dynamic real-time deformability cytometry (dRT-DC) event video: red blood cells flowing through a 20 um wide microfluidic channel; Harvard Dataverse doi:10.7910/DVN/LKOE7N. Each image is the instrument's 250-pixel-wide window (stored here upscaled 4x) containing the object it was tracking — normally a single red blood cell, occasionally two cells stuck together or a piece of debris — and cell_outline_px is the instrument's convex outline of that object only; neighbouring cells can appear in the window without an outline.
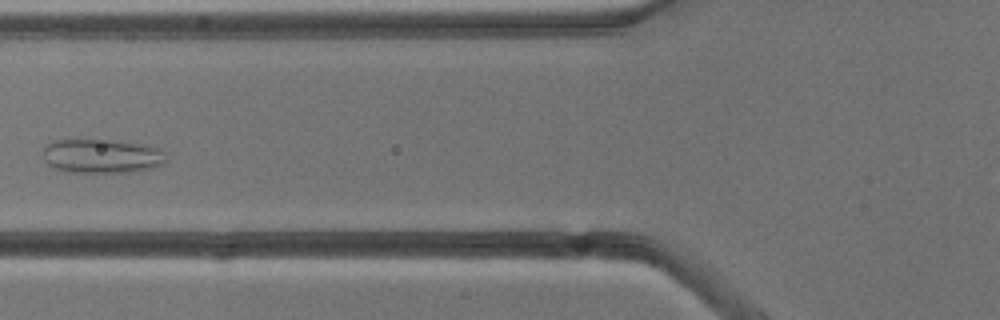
{"species": "common noctule bat (a hibernating species)", "species_latin": "Nyctalus noctula", "temperature_condition": "cold", "stored_images_in_passage": 7, "camera_frame_rate_fps": 3000, "um_per_image_px": 0.085, "animal": {"sex": "male", "body_mass_g": 13.3}, "frame": {"image": 1, "passage_image": 7, "time_ms": 7.0, "image_size_px": [1000, 320], "cell_outline_px": [[164, 164], [152, 168], [128, 172], [64, 172], [48, 164], [44, 160], [44, 144], [52, 140], [112, 140], [144, 144], [160, 148], [164, 152]], "centroid_in_image_um": [8.63, 13.26], "position_along_channel_um": 117.2, "area_um2": 24.57}}